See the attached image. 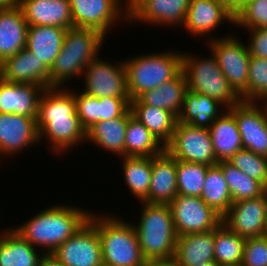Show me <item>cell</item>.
<instances>
[{
  "mask_svg": "<svg viewBox=\"0 0 267 266\" xmlns=\"http://www.w3.org/2000/svg\"><path fill=\"white\" fill-rule=\"evenodd\" d=\"M228 110L236 119L243 148L267 157V119L257 103L240 101Z\"/></svg>",
  "mask_w": 267,
  "mask_h": 266,
  "instance_id": "e0dca14e",
  "label": "cell"
},
{
  "mask_svg": "<svg viewBox=\"0 0 267 266\" xmlns=\"http://www.w3.org/2000/svg\"><path fill=\"white\" fill-rule=\"evenodd\" d=\"M241 266H267V238H247Z\"/></svg>",
  "mask_w": 267,
  "mask_h": 266,
  "instance_id": "b9f144b4",
  "label": "cell"
},
{
  "mask_svg": "<svg viewBox=\"0 0 267 266\" xmlns=\"http://www.w3.org/2000/svg\"><path fill=\"white\" fill-rule=\"evenodd\" d=\"M228 162L267 188V157L243 148L238 150Z\"/></svg>",
  "mask_w": 267,
  "mask_h": 266,
  "instance_id": "74e56055",
  "label": "cell"
},
{
  "mask_svg": "<svg viewBox=\"0 0 267 266\" xmlns=\"http://www.w3.org/2000/svg\"><path fill=\"white\" fill-rule=\"evenodd\" d=\"M130 108L129 98L102 97L98 98L97 122L121 117Z\"/></svg>",
  "mask_w": 267,
  "mask_h": 266,
  "instance_id": "7bdbcfd3",
  "label": "cell"
},
{
  "mask_svg": "<svg viewBox=\"0 0 267 266\" xmlns=\"http://www.w3.org/2000/svg\"><path fill=\"white\" fill-rule=\"evenodd\" d=\"M39 141L57 156L86 143V130L76 113L73 93L68 88H47L42 94L36 118ZM45 140V141H43Z\"/></svg>",
  "mask_w": 267,
  "mask_h": 266,
  "instance_id": "6da1fadb",
  "label": "cell"
},
{
  "mask_svg": "<svg viewBox=\"0 0 267 266\" xmlns=\"http://www.w3.org/2000/svg\"><path fill=\"white\" fill-rule=\"evenodd\" d=\"M245 240L221 223L214 230V261L219 266H241Z\"/></svg>",
  "mask_w": 267,
  "mask_h": 266,
  "instance_id": "e575fe53",
  "label": "cell"
},
{
  "mask_svg": "<svg viewBox=\"0 0 267 266\" xmlns=\"http://www.w3.org/2000/svg\"><path fill=\"white\" fill-rule=\"evenodd\" d=\"M177 160L165 149L152 157V174L147 198L143 201L154 204H170L178 195Z\"/></svg>",
  "mask_w": 267,
  "mask_h": 266,
  "instance_id": "44dd1931",
  "label": "cell"
},
{
  "mask_svg": "<svg viewBox=\"0 0 267 266\" xmlns=\"http://www.w3.org/2000/svg\"><path fill=\"white\" fill-rule=\"evenodd\" d=\"M103 213L92 210L88 220L98 232L103 266H142L146 260L131 221Z\"/></svg>",
  "mask_w": 267,
  "mask_h": 266,
  "instance_id": "3957f363",
  "label": "cell"
},
{
  "mask_svg": "<svg viewBox=\"0 0 267 266\" xmlns=\"http://www.w3.org/2000/svg\"><path fill=\"white\" fill-rule=\"evenodd\" d=\"M234 25L245 30L267 27V0H251L234 17Z\"/></svg>",
  "mask_w": 267,
  "mask_h": 266,
  "instance_id": "ab89813d",
  "label": "cell"
},
{
  "mask_svg": "<svg viewBox=\"0 0 267 266\" xmlns=\"http://www.w3.org/2000/svg\"><path fill=\"white\" fill-rule=\"evenodd\" d=\"M69 4L73 27L94 29L106 38L119 20H129V0H69Z\"/></svg>",
  "mask_w": 267,
  "mask_h": 266,
  "instance_id": "9c48e42d",
  "label": "cell"
},
{
  "mask_svg": "<svg viewBox=\"0 0 267 266\" xmlns=\"http://www.w3.org/2000/svg\"><path fill=\"white\" fill-rule=\"evenodd\" d=\"M235 17L251 0H220Z\"/></svg>",
  "mask_w": 267,
  "mask_h": 266,
  "instance_id": "f6af8a7d",
  "label": "cell"
},
{
  "mask_svg": "<svg viewBox=\"0 0 267 266\" xmlns=\"http://www.w3.org/2000/svg\"><path fill=\"white\" fill-rule=\"evenodd\" d=\"M121 60L112 63L100 56L92 60L83 72L82 91L97 98H129L126 69Z\"/></svg>",
  "mask_w": 267,
  "mask_h": 266,
  "instance_id": "30bf717a",
  "label": "cell"
},
{
  "mask_svg": "<svg viewBox=\"0 0 267 266\" xmlns=\"http://www.w3.org/2000/svg\"><path fill=\"white\" fill-rule=\"evenodd\" d=\"M18 6L28 26L73 27L69 0H18Z\"/></svg>",
  "mask_w": 267,
  "mask_h": 266,
  "instance_id": "7402d4cb",
  "label": "cell"
},
{
  "mask_svg": "<svg viewBox=\"0 0 267 266\" xmlns=\"http://www.w3.org/2000/svg\"><path fill=\"white\" fill-rule=\"evenodd\" d=\"M18 5V0H0V10H6Z\"/></svg>",
  "mask_w": 267,
  "mask_h": 266,
  "instance_id": "681fc988",
  "label": "cell"
},
{
  "mask_svg": "<svg viewBox=\"0 0 267 266\" xmlns=\"http://www.w3.org/2000/svg\"><path fill=\"white\" fill-rule=\"evenodd\" d=\"M204 58L182 52V71L185 74L188 90L207 95L219 101L227 109L238 104L241 99L230 87L226 76L222 73L218 61L209 50Z\"/></svg>",
  "mask_w": 267,
  "mask_h": 266,
  "instance_id": "52a82bcc",
  "label": "cell"
},
{
  "mask_svg": "<svg viewBox=\"0 0 267 266\" xmlns=\"http://www.w3.org/2000/svg\"><path fill=\"white\" fill-rule=\"evenodd\" d=\"M201 199L221 217L233 201L222 169L218 165L208 168Z\"/></svg>",
  "mask_w": 267,
  "mask_h": 266,
  "instance_id": "836d02e7",
  "label": "cell"
},
{
  "mask_svg": "<svg viewBox=\"0 0 267 266\" xmlns=\"http://www.w3.org/2000/svg\"><path fill=\"white\" fill-rule=\"evenodd\" d=\"M262 237L267 238V213H266V217H265V221H264V228H263V232H262Z\"/></svg>",
  "mask_w": 267,
  "mask_h": 266,
  "instance_id": "f907efd6",
  "label": "cell"
},
{
  "mask_svg": "<svg viewBox=\"0 0 267 266\" xmlns=\"http://www.w3.org/2000/svg\"><path fill=\"white\" fill-rule=\"evenodd\" d=\"M237 35L227 34L207 41L208 49L218 61L222 73L226 76L230 87L247 102V81L250 53L245 41Z\"/></svg>",
  "mask_w": 267,
  "mask_h": 266,
  "instance_id": "ba28073f",
  "label": "cell"
},
{
  "mask_svg": "<svg viewBox=\"0 0 267 266\" xmlns=\"http://www.w3.org/2000/svg\"><path fill=\"white\" fill-rule=\"evenodd\" d=\"M139 222L132 223L145 260L173 259L178 235L169 204L140 202Z\"/></svg>",
  "mask_w": 267,
  "mask_h": 266,
  "instance_id": "5b68a950",
  "label": "cell"
},
{
  "mask_svg": "<svg viewBox=\"0 0 267 266\" xmlns=\"http://www.w3.org/2000/svg\"><path fill=\"white\" fill-rule=\"evenodd\" d=\"M91 212L73 204H53L11 228L44 254H52L83 227Z\"/></svg>",
  "mask_w": 267,
  "mask_h": 266,
  "instance_id": "7a4b0ae2",
  "label": "cell"
},
{
  "mask_svg": "<svg viewBox=\"0 0 267 266\" xmlns=\"http://www.w3.org/2000/svg\"><path fill=\"white\" fill-rule=\"evenodd\" d=\"M267 213V192L254 199L232 203L222 216V224L230 231L247 239L262 236Z\"/></svg>",
  "mask_w": 267,
  "mask_h": 266,
  "instance_id": "2e32d148",
  "label": "cell"
},
{
  "mask_svg": "<svg viewBox=\"0 0 267 266\" xmlns=\"http://www.w3.org/2000/svg\"><path fill=\"white\" fill-rule=\"evenodd\" d=\"M142 266H177L174 259L146 260Z\"/></svg>",
  "mask_w": 267,
  "mask_h": 266,
  "instance_id": "bcb514c9",
  "label": "cell"
},
{
  "mask_svg": "<svg viewBox=\"0 0 267 266\" xmlns=\"http://www.w3.org/2000/svg\"><path fill=\"white\" fill-rule=\"evenodd\" d=\"M40 266H65L52 254H45L43 256Z\"/></svg>",
  "mask_w": 267,
  "mask_h": 266,
  "instance_id": "7dc6e473",
  "label": "cell"
},
{
  "mask_svg": "<svg viewBox=\"0 0 267 266\" xmlns=\"http://www.w3.org/2000/svg\"><path fill=\"white\" fill-rule=\"evenodd\" d=\"M217 162L228 161L243 149L242 138L234 115L226 109L208 128Z\"/></svg>",
  "mask_w": 267,
  "mask_h": 266,
  "instance_id": "f1b7e54d",
  "label": "cell"
},
{
  "mask_svg": "<svg viewBox=\"0 0 267 266\" xmlns=\"http://www.w3.org/2000/svg\"><path fill=\"white\" fill-rule=\"evenodd\" d=\"M232 24L234 26V16L226 9L220 0H191L188 7L183 29L192 36H207V41L213 39L212 32L218 30L221 24ZM212 35H208V34ZM210 37V38H209Z\"/></svg>",
  "mask_w": 267,
  "mask_h": 266,
  "instance_id": "ac0fdd59",
  "label": "cell"
},
{
  "mask_svg": "<svg viewBox=\"0 0 267 266\" xmlns=\"http://www.w3.org/2000/svg\"><path fill=\"white\" fill-rule=\"evenodd\" d=\"M188 90L185 74L181 71L174 79L164 82L159 87L146 91L138 99L153 107L169 110L179 116Z\"/></svg>",
  "mask_w": 267,
  "mask_h": 266,
  "instance_id": "4dcf8cb0",
  "label": "cell"
},
{
  "mask_svg": "<svg viewBox=\"0 0 267 266\" xmlns=\"http://www.w3.org/2000/svg\"><path fill=\"white\" fill-rule=\"evenodd\" d=\"M0 78L10 83L50 88V69L26 48L2 61Z\"/></svg>",
  "mask_w": 267,
  "mask_h": 266,
  "instance_id": "d6986e66",
  "label": "cell"
},
{
  "mask_svg": "<svg viewBox=\"0 0 267 266\" xmlns=\"http://www.w3.org/2000/svg\"><path fill=\"white\" fill-rule=\"evenodd\" d=\"M210 166L177 160L178 194L201 197L205 177Z\"/></svg>",
  "mask_w": 267,
  "mask_h": 266,
  "instance_id": "8d00e7d4",
  "label": "cell"
},
{
  "mask_svg": "<svg viewBox=\"0 0 267 266\" xmlns=\"http://www.w3.org/2000/svg\"><path fill=\"white\" fill-rule=\"evenodd\" d=\"M67 88L73 93L76 103V113L80 119L82 127L87 131L95 123H97V104L98 98L90 96L83 91L75 92L76 90Z\"/></svg>",
  "mask_w": 267,
  "mask_h": 266,
  "instance_id": "60d3db41",
  "label": "cell"
},
{
  "mask_svg": "<svg viewBox=\"0 0 267 266\" xmlns=\"http://www.w3.org/2000/svg\"><path fill=\"white\" fill-rule=\"evenodd\" d=\"M217 165L222 169L233 203L258 198L267 192V188L261 182L250 178L228 161L218 162Z\"/></svg>",
  "mask_w": 267,
  "mask_h": 266,
  "instance_id": "d590c367",
  "label": "cell"
},
{
  "mask_svg": "<svg viewBox=\"0 0 267 266\" xmlns=\"http://www.w3.org/2000/svg\"><path fill=\"white\" fill-rule=\"evenodd\" d=\"M5 229L0 231V266H40L45 254L11 227Z\"/></svg>",
  "mask_w": 267,
  "mask_h": 266,
  "instance_id": "d4e9b609",
  "label": "cell"
},
{
  "mask_svg": "<svg viewBox=\"0 0 267 266\" xmlns=\"http://www.w3.org/2000/svg\"><path fill=\"white\" fill-rule=\"evenodd\" d=\"M173 259L177 266L214 261V230L178 236Z\"/></svg>",
  "mask_w": 267,
  "mask_h": 266,
  "instance_id": "484cf974",
  "label": "cell"
},
{
  "mask_svg": "<svg viewBox=\"0 0 267 266\" xmlns=\"http://www.w3.org/2000/svg\"><path fill=\"white\" fill-rule=\"evenodd\" d=\"M265 94H267V59L251 56L247 81V102H255Z\"/></svg>",
  "mask_w": 267,
  "mask_h": 266,
  "instance_id": "f35d334b",
  "label": "cell"
},
{
  "mask_svg": "<svg viewBox=\"0 0 267 266\" xmlns=\"http://www.w3.org/2000/svg\"><path fill=\"white\" fill-rule=\"evenodd\" d=\"M250 33L247 42L251 56L267 59V27L246 29Z\"/></svg>",
  "mask_w": 267,
  "mask_h": 266,
  "instance_id": "ee69618b",
  "label": "cell"
},
{
  "mask_svg": "<svg viewBox=\"0 0 267 266\" xmlns=\"http://www.w3.org/2000/svg\"><path fill=\"white\" fill-rule=\"evenodd\" d=\"M198 266H219L215 261H209L202 264H199Z\"/></svg>",
  "mask_w": 267,
  "mask_h": 266,
  "instance_id": "816d5d0a",
  "label": "cell"
},
{
  "mask_svg": "<svg viewBox=\"0 0 267 266\" xmlns=\"http://www.w3.org/2000/svg\"><path fill=\"white\" fill-rule=\"evenodd\" d=\"M165 146L128 109L125 135V157H153L161 154Z\"/></svg>",
  "mask_w": 267,
  "mask_h": 266,
  "instance_id": "1f68e13d",
  "label": "cell"
},
{
  "mask_svg": "<svg viewBox=\"0 0 267 266\" xmlns=\"http://www.w3.org/2000/svg\"><path fill=\"white\" fill-rule=\"evenodd\" d=\"M46 89L37 84L10 83L0 78V113L37 117L39 101Z\"/></svg>",
  "mask_w": 267,
  "mask_h": 266,
  "instance_id": "ffe728a7",
  "label": "cell"
},
{
  "mask_svg": "<svg viewBox=\"0 0 267 266\" xmlns=\"http://www.w3.org/2000/svg\"><path fill=\"white\" fill-rule=\"evenodd\" d=\"M36 118L0 113V159L40 144Z\"/></svg>",
  "mask_w": 267,
  "mask_h": 266,
  "instance_id": "9a60e30c",
  "label": "cell"
},
{
  "mask_svg": "<svg viewBox=\"0 0 267 266\" xmlns=\"http://www.w3.org/2000/svg\"><path fill=\"white\" fill-rule=\"evenodd\" d=\"M257 105L261 108L265 118L267 119V94L261 96L257 101H255ZM263 104H261V103Z\"/></svg>",
  "mask_w": 267,
  "mask_h": 266,
  "instance_id": "c3c4849f",
  "label": "cell"
},
{
  "mask_svg": "<svg viewBox=\"0 0 267 266\" xmlns=\"http://www.w3.org/2000/svg\"><path fill=\"white\" fill-rule=\"evenodd\" d=\"M105 37L101 32L90 28L67 29L60 53L50 69V88H65L75 77L82 78L85 67L101 56Z\"/></svg>",
  "mask_w": 267,
  "mask_h": 266,
  "instance_id": "277c9868",
  "label": "cell"
},
{
  "mask_svg": "<svg viewBox=\"0 0 267 266\" xmlns=\"http://www.w3.org/2000/svg\"><path fill=\"white\" fill-rule=\"evenodd\" d=\"M191 0H129L128 24L183 26Z\"/></svg>",
  "mask_w": 267,
  "mask_h": 266,
  "instance_id": "4fadbf2b",
  "label": "cell"
},
{
  "mask_svg": "<svg viewBox=\"0 0 267 266\" xmlns=\"http://www.w3.org/2000/svg\"><path fill=\"white\" fill-rule=\"evenodd\" d=\"M226 109L219 101L207 95L187 90L178 121L194 127L209 128Z\"/></svg>",
  "mask_w": 267,
  "mask_h": 266,
  "instance_id": "4316f807",
  "label": "cell"
},
{
  "mask_svg": "<svg viewBox=\"0 0 267 266\" xmlns=\"http://www.w3.org/2000/svg\"><path fill=\"white\" fill-rule=\"evenodd\" d=\"M124 61L129 99L174 79L182 71V52L178 49L138 54Z\"/></svg>",
  "mask_w": 267,
  "mask_h": 266,
  "instance_id": "8992f818",
  "label": "cell"
},
{
  "mask_svg": "<svg viewBox=\"0 0 267 266\" xmlns=\"http://www.w3.org/2000/svg\"><path fill=\"white\" fill-rule=\"evenodd\" d=\"M169 207L178 236L215 230L222 222V217L201 197L178 194Z\"/></svg>",
  "mask_w": 267,
  "mask_h": 266,
  "instance_id": "7c38bea8",
  "label": "cell"
},
{
  "mask_svg": "<svg viewBox=\"0 0 267 266\" xmlns=\"http://www.w3.org/2000/svg\"><path fill=\"white\" fill-rule=\"evenodd\" d=\"M66 31L54 26H28L26 49L51 69L60 53Z\"/></svg>",
  "mask_w": 267,
  "mask_h": 266,
  "instance_id": "f546056e",
  "label": "cell"
},
{
  "mask_svg": "<svg viewBox=\"0 0 267 266\" xmlns=\"http://www.w3.org/2000/svg\"><path fill=\"white\" fill-rule=\"evenodd\" d=\"M128 123V110L118 118L95 123L86 131V141L114 153V156L125 157V135Z\"/></svg>",
  "mask_w": 267,
  "mask_h": 266,
  "instance_id": "83f0119b",
  "label": "cell"
},
{
  "mask_svg": "<svg viewBox=\"0 0 267 266\" xmlns=\"http://www.w3.org/2000/svg\"><path fill=\"white\" fill-rule=\"evenodd\" d=\"M27 34L28 23L18 5L0 10V60L26 48Z\"/></svg>",
  "mask_w": 267,
  "mask_h": 266,
  "instance_id": "603a6c76",
  "label": "cell"
},
{
  "mask_svg": "<svg viewBox=\"0 0 267 266\" xmlns=\"http://www.w3.org/2000/svg\"><path fill=\"white\" fill-rule=\"evenodd\" d=\"M52 255L65 266H103L98 232L89 221Z\"/></svg>",
  "mask_w": 267,
  "mask_h": 266,
  "instance_id": "5bb4252c",
  "label": "cell"
},
{
  "mask_svg": "<svg viewBox=\"0 0 267 266\" xmlns=\"http://www.w3.org/2000/svg\"><path fill=\"white\" fill-rule=\"evenodd\" d=\"M132 116L141 122L165 147L171 142L178 117L169 110L130 100Z\"/></svg>",
  "mask_w": 267,
  "mask_h": 266,
  "instance_id": "cb8c5ba5",
  "label": "cell"
},
{
  "mask_svg": "<svg viewBox=\"0 0 267 266\" xmlns=\"http://www.w3.org/2000/svg\"><path fill=\"white\" fill-rule=\"evenodd\" d=\"M121 174L129 192L143 202L150 189L152 157H121Z\"/></svg>",
  "mask_w": 267,
  "mask_h": 266,
  "instance_id": "d6a6232c",
  "label": "cell"
},
{
  "mask_svg": "<svg viewBox=\"0 0 267 266\" xmlns=\"http://www.w3.org/2000/svg\"><path fill=\"white\" fill-rule=\"evenodd\" d=\"M165 149L176 159L185 162L217 165L208 128L177 122L171 142Z\"/></svg>",
  "mask_w": 267,
  "mask_h": 266,
  "instance_id": "8fae6325",
  "label": "cell"
}]
</instances>
